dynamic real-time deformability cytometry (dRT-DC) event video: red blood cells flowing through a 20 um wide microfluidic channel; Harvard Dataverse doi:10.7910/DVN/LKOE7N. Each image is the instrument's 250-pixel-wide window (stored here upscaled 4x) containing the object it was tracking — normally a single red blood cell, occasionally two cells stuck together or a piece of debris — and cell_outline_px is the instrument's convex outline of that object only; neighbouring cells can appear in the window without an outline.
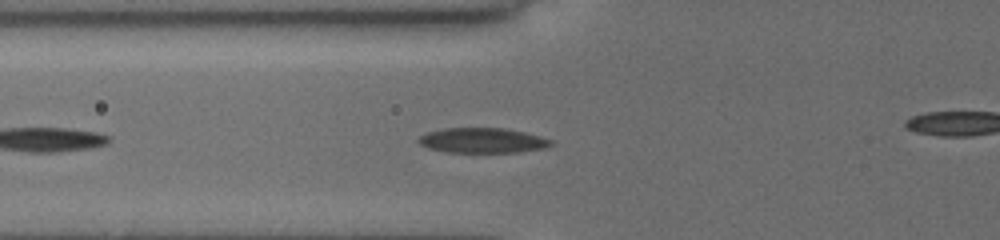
{"species": "common noctule bat (a hibernating species)", "species_latin": "Nyctalus noctula", "temperature_condition": "cold", "stored_images_in_passage": 10, "camera_frame_rate_fps": 3000, "um_per_image_px": 0.085, "animal": {"sex": "female", "body_mass_g": 19.5, "forearm_length_mm": 54.1}, "frame": {"image": 1, "passage_image": 6, "time_ms": 1.667, "image_size_px": [1000, 240], "cell_outline_px": [[556, 144], [544, 148], [520, 152], [444, 152], [428, 148], [420, 144], [416, 140], [420, 136], [428, 132], [444, 128], [504, 128], [524, 132], [540, 136], [552, 140]], "centroid_in_image_um": [41.02, 11.94], "position_along_channel_um": 84.8, "area_um2": 19.42}}
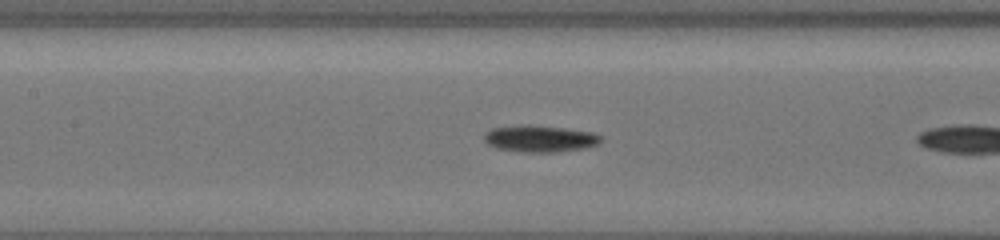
{"frame": {"image": 2, "passage_image": 9, "time_ms": 2.667, "image_size_px": [1000, 240], "cell_outline_px": [[604, 136], [600, 144], [588, 148], [556, 152], [520, 152], [496, 148], [488, 144], [484, 140], [484, 132], [492, 128], [520, 124], [528, 124], [564, 128], [592, 132]], "centroid_in_image_um": [45.92, 11.78], "position_along_channel_um": 161.5, "area_um2": 18.61}}